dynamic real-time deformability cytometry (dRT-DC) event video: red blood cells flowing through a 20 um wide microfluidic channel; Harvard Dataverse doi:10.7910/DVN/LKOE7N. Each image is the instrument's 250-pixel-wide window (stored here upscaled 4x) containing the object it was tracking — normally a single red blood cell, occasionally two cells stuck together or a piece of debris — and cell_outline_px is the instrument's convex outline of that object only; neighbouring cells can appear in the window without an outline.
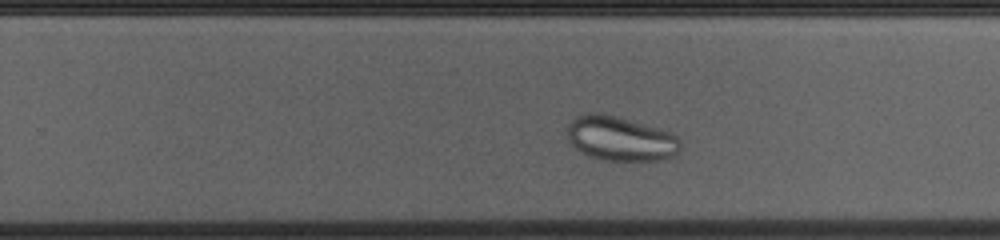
{"species": "common noctule bat (a hibernating species)", "species_latin": "Nyctalus noctula", "temperature_condition": "cold", "stored_images_in_passage": 43, "camera_frame_rate_fps": 3000, "um_per_image_px": 0.085, "animal": {"sex": "female", "body_mass_g": 23.0, "forearm_length_mm": 53.4}, "frame": {"image": 1, "passage_image": 31, "time_ms": 10.0, "image_size_px": [1000, 240], "cell_outline_px": [[680, 152], [672, 156], [660, 160], [604, 160], [580, 152], [568, 140], [568, 124], [576, 116], [588, 112], [604, 112], [660, 128], [672, 132], [680, 140]], "centroid_in_image_um": [52.75, 11.75], "position_along_channel_um": 277.1, "area_um2": 29.59}}